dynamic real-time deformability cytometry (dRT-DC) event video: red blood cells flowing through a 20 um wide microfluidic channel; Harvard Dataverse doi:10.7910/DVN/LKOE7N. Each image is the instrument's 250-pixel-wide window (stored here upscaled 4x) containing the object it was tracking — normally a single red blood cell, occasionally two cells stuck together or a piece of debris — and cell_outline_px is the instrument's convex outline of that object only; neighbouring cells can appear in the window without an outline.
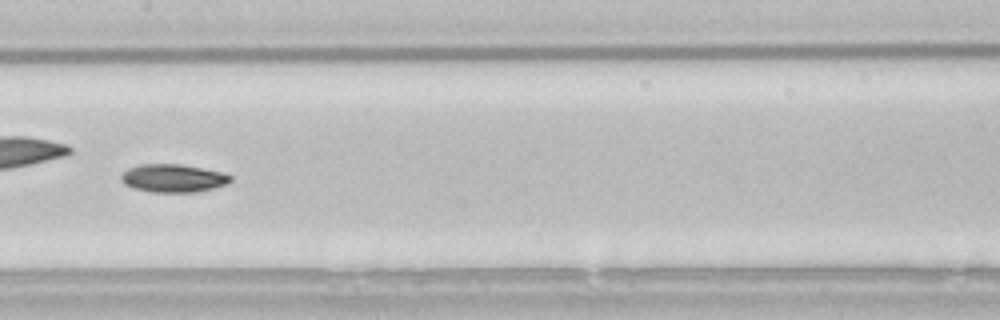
{"species": "common noctule bat (a hibernating species)", "species_latin": "Nyctalus noctula", "temperature_condition": "room temperature", "stored_images_in_passage": 48, "camera_frame_rate_fps": 3000, "um_per_image_px": 0.085, "animal": {"sex": "male", "body_mass_g": 21.5, "forearm_length_mm": 52.0}, "frame": {"image": 1, "passage_image": 21, "time_ms": 6.667, "image_size_px": [1000, 320], "cell_outline_px": [[232, 180], [228, 184], [196, 192], [152, 192], [136, 188], [124, 184], [120, 176], [128, 168], [140, 164], [180, 164], [220, 172], [232, 176]], "centroid_in_image_um": [14.72, 15.15], "position_along_channel_um": 192.7, "area_um2": 17.69}, "authors_computed_cell_mechanics": {"area_um2": 17.3978, "velocity_mm_per_s": 3.8348, "shape_relaxation_time_tau1_ms": 5.5, "shape_relaxation_time_tau2_ms": 9.975, "deformation_change_tau1": 0.138, "deformation_change_tau2": 0.1313}}